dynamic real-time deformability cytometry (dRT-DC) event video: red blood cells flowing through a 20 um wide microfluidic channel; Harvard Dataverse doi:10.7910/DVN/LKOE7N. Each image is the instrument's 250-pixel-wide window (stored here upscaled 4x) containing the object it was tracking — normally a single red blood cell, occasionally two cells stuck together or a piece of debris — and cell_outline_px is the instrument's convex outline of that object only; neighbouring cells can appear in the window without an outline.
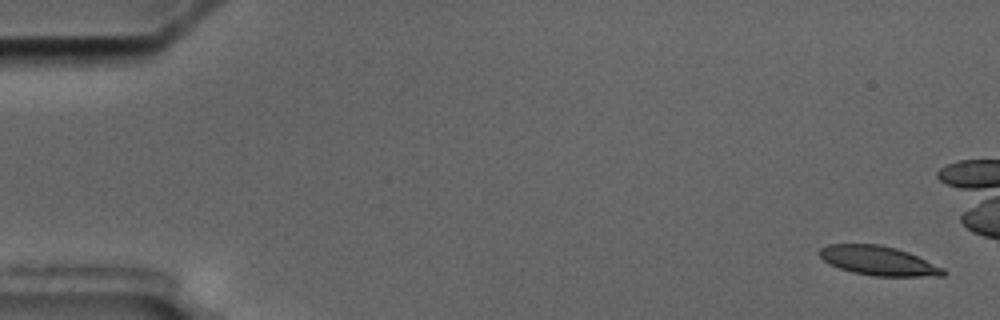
{"species": "common noctule bat (a hibernating species)", "species_latin": "Nyctalus noctula", "temperature_condition": "cold", "stored_images_in_passage": 16, "camera_frame_rate_fps": 3000, "um_per_image_px": 0.085, "animal": {"sex": "male", "body_mass_g": 17.5, "forearm_length_mm": 52.3}, "frame": {"image": 1, "passage_image": 1, "time_ms": 0.0, "image_size_px": [1000, 320], "cell_outline_px": [[948, 272], [944, 276], [872, 276], [852, 272], [828, 264], [820, 256], [820, 248], [828, 244], [880, 244], [896, 248], [908, 252], [944, 268]], "centroid_in_image_um": [74.68, 22.16], "position_along_channel_um": 10.3, "area_um2": 21.15}, "authors_computed_cell_mechanics": {"area_um2": 22.253, "velocity_mm_per_s": 3.4958, "shape_relaxation_time_tau1_ms": null, "shape_relaxation_time_tau2_ms": 4.253, "deformation_change_tau1": null, "deformation_change_tau2": 0.0895}}